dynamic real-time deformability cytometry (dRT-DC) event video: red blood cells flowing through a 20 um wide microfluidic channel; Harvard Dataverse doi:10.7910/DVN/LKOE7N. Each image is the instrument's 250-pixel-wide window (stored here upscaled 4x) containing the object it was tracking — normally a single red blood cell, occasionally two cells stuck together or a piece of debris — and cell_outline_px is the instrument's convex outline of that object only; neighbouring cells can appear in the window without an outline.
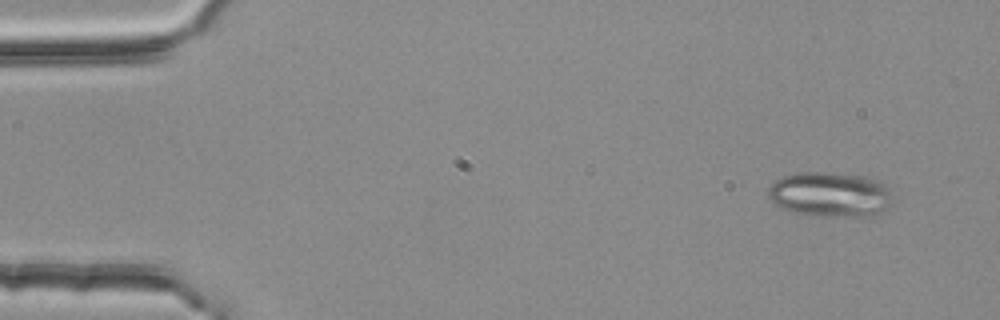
{"species": "common noctule bat (a hibernating species)", "species_latin": "Nyctalus noctula", "temperature_condition": "room temperature", "stored_images_in_passage": 3, "camera_frame_rate_fps": 3000, "um_per_image_px": 0.085, "animal": {"sex": "female", "body_mass_g": 25.1}, "frame": {"image": 1, "passage_image": 1, "time_ms": 0.0, "image_size_px": [1000, 320], "cell_outline_px": [[892, 204], [876, 216], [812, 216], [792, 212], [780, 208], [768, 196], [768, 188], [780, 176], [800, 172], [832, 172], [868, 176], [880, 180], [888, 184]], "centroid_in_image_um": [70.6, 16.52], "position_along_channel_um": 14.4, "area_um2": 33.29}}